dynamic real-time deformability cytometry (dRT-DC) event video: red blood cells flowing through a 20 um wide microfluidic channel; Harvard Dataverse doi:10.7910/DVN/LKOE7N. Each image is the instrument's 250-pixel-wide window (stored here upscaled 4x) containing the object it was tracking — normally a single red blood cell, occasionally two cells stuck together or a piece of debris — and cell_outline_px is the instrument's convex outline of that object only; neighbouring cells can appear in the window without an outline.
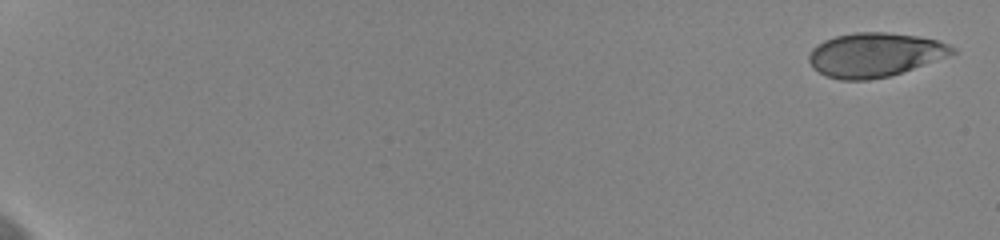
{"species": "human", "species_latin": "Homo sapiens", "temperature_condition": "cold", "stored_images_in_passage": 9, "camera_frame_rate_fps": 3000, "um_per_image_px": 0.085, "donor": {"sex": "female"}, "frame": {"image": 1, "passage_image": 1, "time_ms": 0.0, "image_size_px": [1000, 240], "cell_outline_px": [[956, 52], [892, 76], [868, 80], [840, 80], [824, 76], [812, 68], [808, 60], [808, 56], [812, 48], [816, 44], [824, 40], [836, 36], [852, 32], [884, 32], [916, 36], [936, 40], [948, 44], [956, 48]], "centroid_in_image_um": [74.29, 4.67], "position_along_channel_um": 10.7, "area_um2": 36.88}}
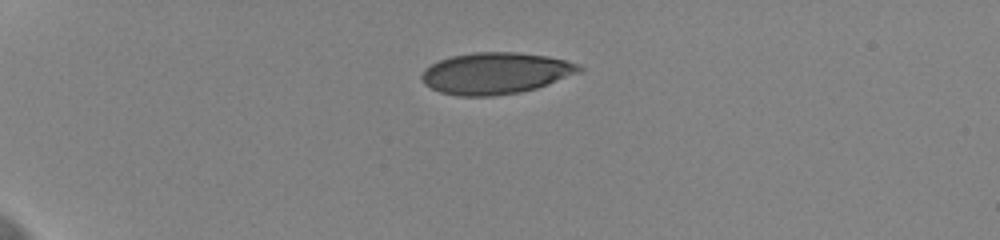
{"frame": {"image": 2, "passage_image": 6, "time_ms": 1.667, "image_size_px": [1000, 240], "cell_outline_px": [[584, 68], [580, 72], [548, 84], [536, 88], [520, 92], [492, 96], [460, 96], [440, 92], [424, 84], [420, 76], [424, 68], [440, 60], [452, 56], [472, 52], [516, 52], [548, 56], [580, 64]], "centroid_in_image_um": [42.12, 6.22], "position_along_channel_um": 42.9, "area_um2": 38.09}}